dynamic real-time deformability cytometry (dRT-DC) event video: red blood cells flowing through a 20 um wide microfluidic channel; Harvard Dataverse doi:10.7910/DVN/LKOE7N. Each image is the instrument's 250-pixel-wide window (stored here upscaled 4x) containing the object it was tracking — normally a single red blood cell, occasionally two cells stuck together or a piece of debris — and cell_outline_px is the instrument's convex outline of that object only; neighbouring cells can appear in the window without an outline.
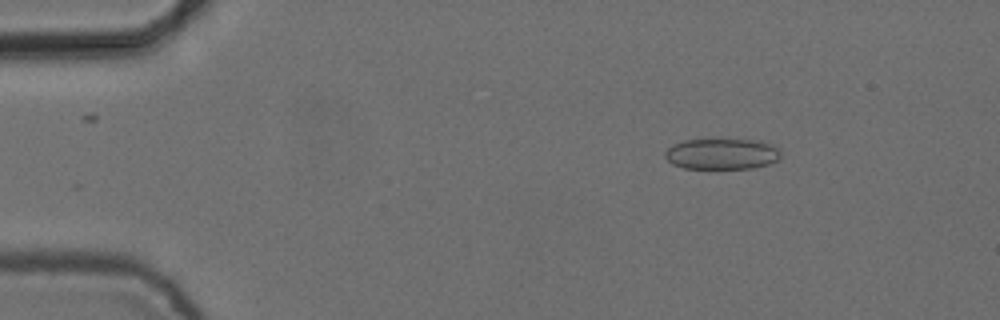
{"species": "common noctule bat (a hibernating species)", "species_latin": "Nyctalus noctula", "temperature_condition": "cold", "stored_images_in_passage": 2, "camera_frame_rate_fps": 3000, "um_per_image_px": 0.085, "animal": {"sex": "female", "body_mass_g": 24.6, "forearm_length_mm": 56.2}, "frame": {"image": 1, "passage_image": 2, "time_ms": 0.333, "image_size_px": [1000, 320], "cell_outline_px": [[780, 156], [776, 160], [768, 164], [752, 168], [684, 168], [672, 164], [664, 156], [664, 152], [672, 144], [684, 140], [760, 140], [772, 144], [780, 148]], "centroid_in_image_um": [61.36, 13.08], "position_along_channel_um": 23.6, "area_um2": 20.81}}